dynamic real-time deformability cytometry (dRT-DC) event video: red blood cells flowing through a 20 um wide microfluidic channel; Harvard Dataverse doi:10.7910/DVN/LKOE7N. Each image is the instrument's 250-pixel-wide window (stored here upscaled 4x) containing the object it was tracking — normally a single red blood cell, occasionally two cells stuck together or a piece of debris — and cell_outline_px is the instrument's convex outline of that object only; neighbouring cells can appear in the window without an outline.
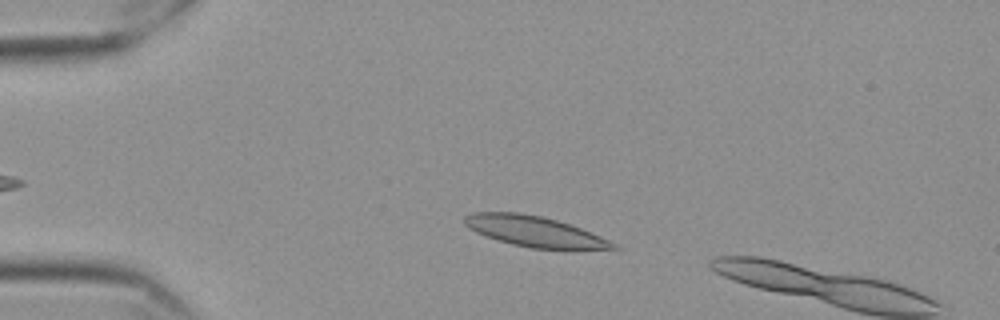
{"species": "Egyptian fruit bat (a non-hibernating species)", "species_latin": "Rousettus aegyptiacus", "temperature_condition": "cold", "stored_images_in_passage": 11, "camera_frame_rate_fps": 3000, "um_per_image_px": 0.085, "frame": {"image": 1, "passage_image": 8, "time_ms": 2.333, "image_size_px": [1000, 320], "cell_outline_px": [[624, 248], [572, 252], [532, 248], [512, 244], [496, 240], [476, 232], [468, 228], [464, 224], [464, 216], [472, 212], [520, 212], [540, 216], [556, 220], [580, 228], [600, 236]], "centroid_in_image_um": [45.52, 19.72], "position_along_channel_um": 39.5, "area_um2": 27.28}}